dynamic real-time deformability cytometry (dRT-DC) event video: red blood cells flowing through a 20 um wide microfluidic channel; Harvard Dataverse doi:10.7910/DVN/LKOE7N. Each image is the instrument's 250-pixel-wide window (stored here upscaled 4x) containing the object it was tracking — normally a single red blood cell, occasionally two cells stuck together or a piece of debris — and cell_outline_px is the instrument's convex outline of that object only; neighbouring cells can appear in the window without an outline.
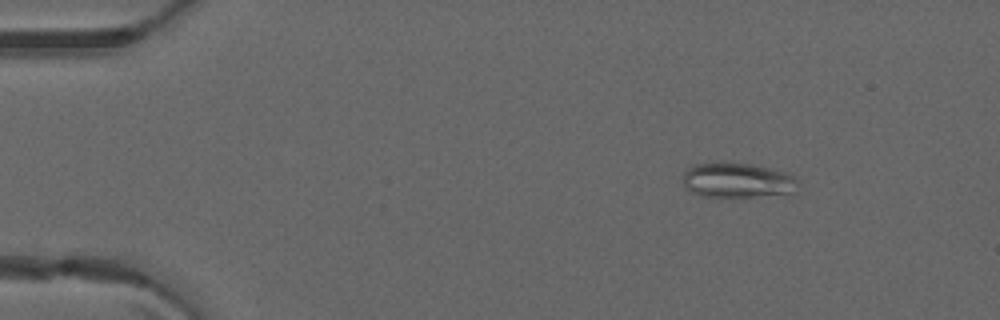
{"species": "common noctule bat (a hibernating species)", "species_latin": "Nyctalus noctula", "temperature_condition": "warm", "stored_images_in_passage": 48, "camera_frame_rate_fps": 3000, "um_per_image_px": 0.085, "animal": {"sex": "male", "forearm_length_mm": 52.5}, "frame": {"image": 1, "passage_image": 5, "time_ms": 1.333, "image_size_px": [1000, 320], "cell_outline_px": [[800, 180], [792, 192], [752, 196], [704, 196], [692, 192], [684, 184], [684, 172], [692, 164], [712, 160], [752, 164], [772, 168], [784, 172]], "centroid_in_image_um": [62.62, 15.26], "position_along_channel_um": 22.4, "area_um2": 23.47}}
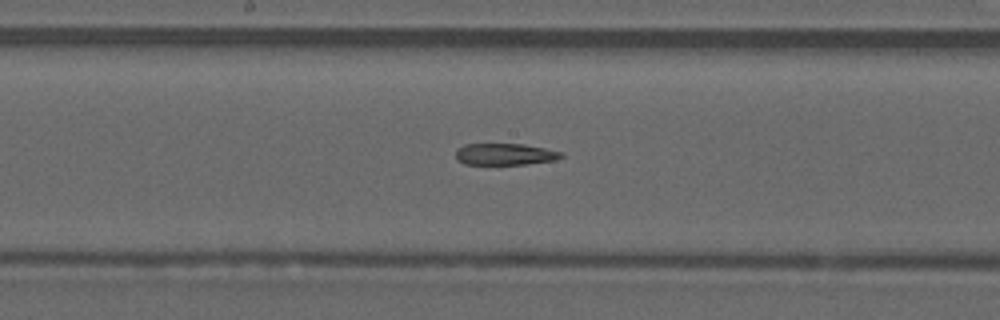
{"frame": {"image": 2, "passage_image": 25, "time_ms": 8.0, "image_size_px": [1000, 320], "cell_outline_px": [[564, 156], [556, 160], [524, 164], [464, 164], [456, 160], [456, 148], [464, 144], [524, 144], [564, 152]], "centroid_in_image_um": [42.91, 13.1], "position_along_channel_um": 205.3, "area_um2": 13.41}}
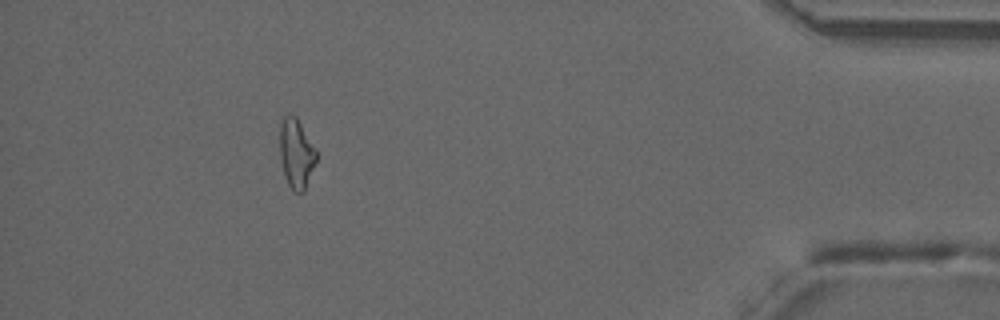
{"frame": {"image": 3, "passage_image": 44, "time_ms": 14.333, "image_size_px": [1000, 320], "cell_outline_px": [[316, 160], [304, 192], [292, 192], [284, 176], [280, 160], [280, 124], [284, 116], [296, 116], [316, 148]], "centroid_in_image_um": [25.17, 13.07], "position_along_channel_um": 410.0, "area_um2": 14.8}}